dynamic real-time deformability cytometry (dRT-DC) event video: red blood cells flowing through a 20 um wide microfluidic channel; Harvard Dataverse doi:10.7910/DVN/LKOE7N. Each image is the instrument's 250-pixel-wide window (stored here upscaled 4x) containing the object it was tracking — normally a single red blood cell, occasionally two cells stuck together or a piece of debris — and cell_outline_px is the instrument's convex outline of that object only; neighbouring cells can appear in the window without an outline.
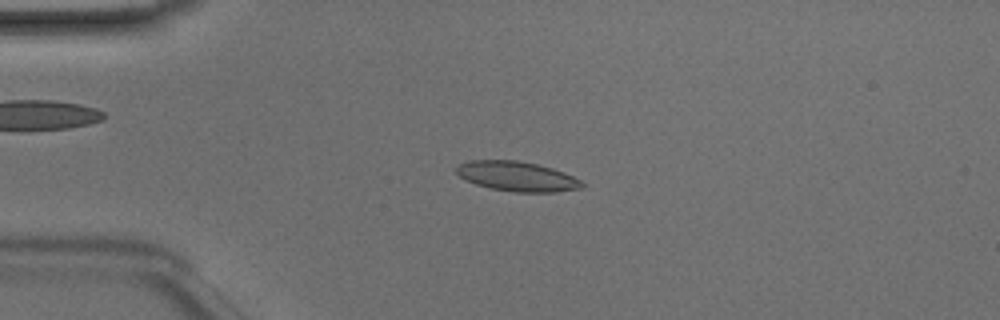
{"species": "Egyptian fruit bat (a non-hibernating species)", "species_latin": "Rousettus aegyptiacus", "temperature_condition": "room temperature", "stored_images_in_passage": 31, "camera_frame_rate_fps": 3000, "um_per_image_px": 0.085, "animal": {"sex": "male"}, "frame": {"image": 1, "passage_image": 12, "time_ms": 3.667, "image_size_px": [1000, 320], "cell_outline_px": [[584, 184], [580, 188], [556, 192], [516, 192], [492, 188], [476, 184], [464, 180], [456, 172], [456, 168], [460, 164], [468, 160], [516, 160], [536, 164], [552, 168], [564, 172], [580, 180]], "centroid_in_image_um": [43.93, 14.98], "position_along_channel_um": 41.1, "area_um2": 21.62}}
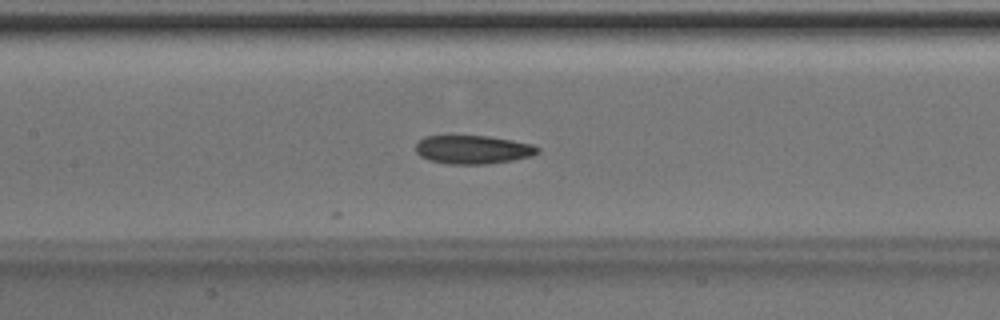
{"frame": {"image": 2, "passage_image": 23, "time_ms": 7.333, "image_size_px": [1000, 320], "cell_outline_px": [[540, 152], [532, 156], [512, 160], [488, 164], [448, 164], [428, 160], [420, 156], [416, 152], [416, 144], [424, 136], [488, 136], [512, 140], [532, 144], [540, 148]], "centroid_in_image_um": [40.21, 12.72], "position_along_channel_um": 167.2, "area_um2": 20.35}}
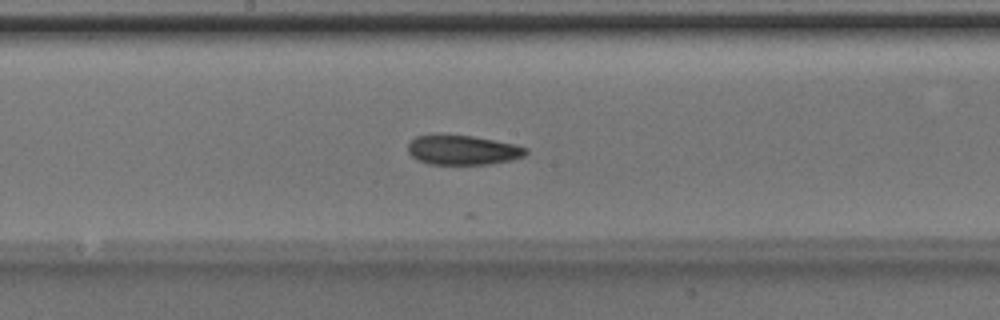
{"frame": {"image": 3, "passage_image": 26, "time_ms": 8.333, "image_size_px": [1000, 320], "cell_outline_px": [[528, 152], [524, 156], [512, 160], [488, 164], [428, 164], [416, 160], [408, 152], [408, 144], [416, 136], [440, 132], [472, 136], [512, 144], [528, 148]], "centroid_in_image_um": [39.27, 12.73], "position_along_channel_um": 208.9, "area_um2": 20.75}}